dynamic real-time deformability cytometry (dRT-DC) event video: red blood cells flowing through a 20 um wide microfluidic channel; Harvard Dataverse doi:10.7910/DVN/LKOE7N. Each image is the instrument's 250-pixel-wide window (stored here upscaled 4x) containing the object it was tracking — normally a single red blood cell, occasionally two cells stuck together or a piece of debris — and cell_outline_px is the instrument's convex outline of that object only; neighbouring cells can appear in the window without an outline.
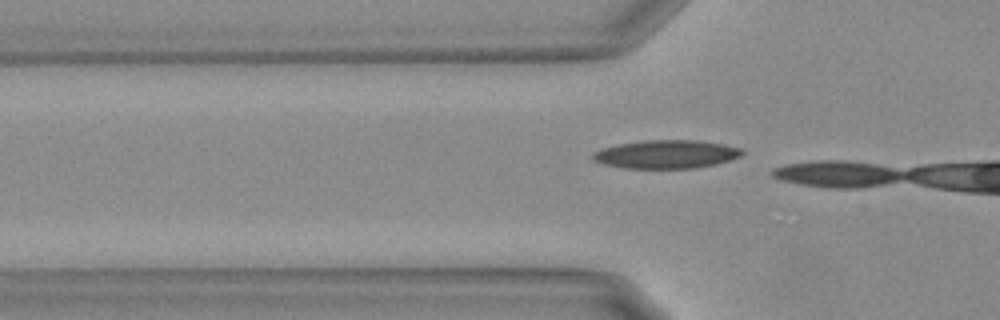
{"species": "Egyptian fruit bat (a non-hibernating species)", "species_latin": "Rousettus aegyptiacus", "temperature_condition": "warm", "stored_images_in_passage": 9, "camera_frame_rate_fps": 3000, "um_per_image_px": 0.085, "animal": {"sex": "female"}, "frame": {"image": 1, "passage_image": 8, "time_ms": 2.333, "image_size_px": [1000, 320], "cell_outline_px": [[744, 152], [740, 156], [716, 164], [692, 168], [624, 168], [604, 164], [592, 160], [592, 152], [600, 148], [620, 144], [644, 140], [700, 140], [724, 144], [740, 148]], "centroid_in_image_um": [56.6, 13.1], "position_along_channel_um": 69.2, "area_um2": 24.68}}